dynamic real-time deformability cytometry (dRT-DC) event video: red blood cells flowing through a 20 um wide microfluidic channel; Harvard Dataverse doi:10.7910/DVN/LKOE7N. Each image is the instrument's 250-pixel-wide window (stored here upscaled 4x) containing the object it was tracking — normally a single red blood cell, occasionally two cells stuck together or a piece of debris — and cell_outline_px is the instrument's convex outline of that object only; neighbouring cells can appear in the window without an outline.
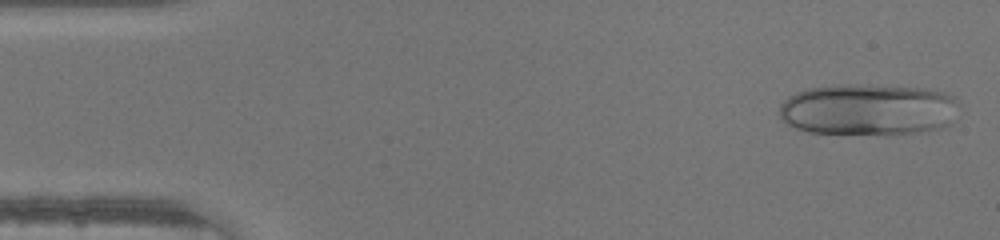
{"species": "human", "species_latin": "Homo sapiens", "temperature_condition": "warm", "stored_images_in_passage": 44, "camera_frame_rate_fps": 3000, "um_per_image_px": 0.085, "donor": {"sex": "male"}, "frame": {"image": 1, "passage_image": 1, "time_ms": 0.0, "image_size_px": [1000, 240], "cell_outline_px": [[960, 100], [948, 124], [940, 128], [920, 132], [808, 132], [784, 124], [780, 116], [780, 104], [788, 96], [796, 92], [808, 88], [836, 84], [856, 84], [920, 88], [940, 92], [956, 96]], "centroid_in_image_um": [73.74, 9.27], "position_along_channel_um": 11.3, "area_um2": 53.23}}
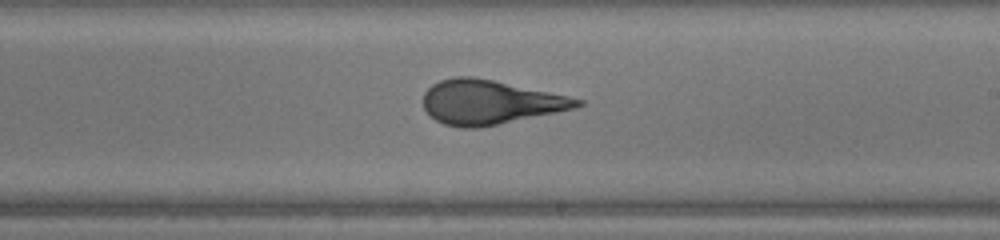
{"frame": {"image": 2, "passage_image": 25, "time_ms": 8.0, "image_size_px": [1000, 240], "cell_outline_px": [[584, 104], [576, 108], [480, 128], [460, 128], [444, 124], [436, 120], [424, 108], [424, 92], [432, 84], [440, 80], [456, 76], [472, 76], [492, 80], [568, 96], [584, 100]], "centroid_in_image_um": [41.63, 8.69], "position_along_channel_um": 247.4, "area_um2": 39.42}}
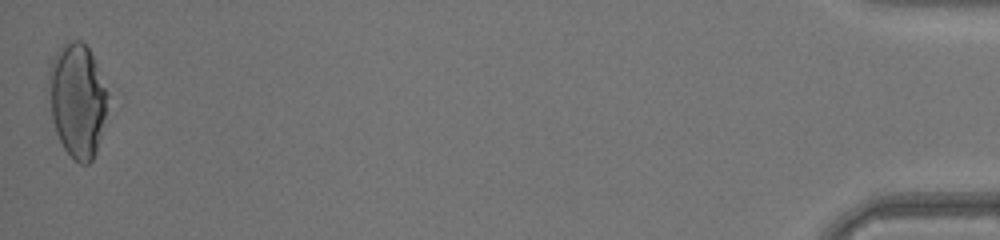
{"frame": {"image": 3, "passage_image": 44, "time_ms": 14.333, "image_size_px": [1000, 240], "cell_outline_px": [[108, 96], [100, 136], [96, 152], [92, 160], [88, 164], [80, 164], [64, 148], [56, 132], [52, 116], [48, 80], [48, 68], [56, 52], [64, 44], [72, 40], [80, 40], [88, 48], [96, 64], [108, 92]], "centroid_in_image_um": [6.56, 8.5], "position_along_channel_um": 428.6, "area_um2": 38.55}}